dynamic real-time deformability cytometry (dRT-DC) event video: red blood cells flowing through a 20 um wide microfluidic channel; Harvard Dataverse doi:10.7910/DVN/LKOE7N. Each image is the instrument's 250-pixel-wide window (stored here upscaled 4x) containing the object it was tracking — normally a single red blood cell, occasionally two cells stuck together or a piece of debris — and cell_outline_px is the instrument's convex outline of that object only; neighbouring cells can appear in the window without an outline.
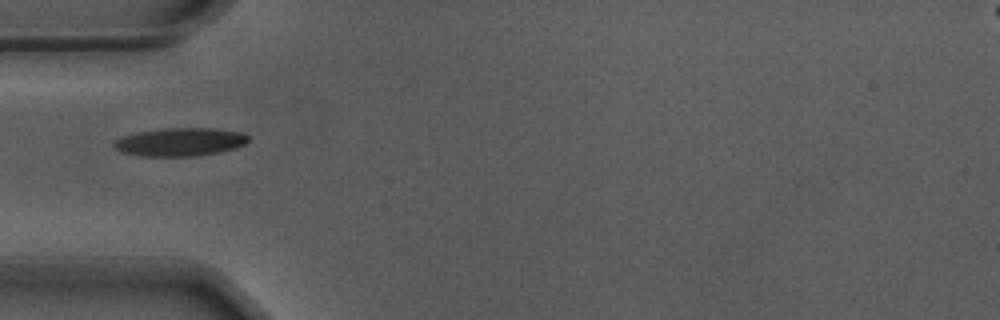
{"species": "Egyptian fruit bat (a non-hibernating species)", "species_latin": "Rousettus aegyptiacus", "temperature_condition": "warm", "stored_images_in_passage": 20, "camera_frame_rate_fps": 3000, "um_per_image_px": 0.085, "animal": {"sex": "male"}, "frame": {"image": 1, "passage_image": 1, "time_ms": 0.0, "image_size_px": [1000, 320], "cell_outline_px": [[248, 140], [244, 144], [232, 148], [216, 152], [196, 156], [140, 156], [124, 152], [116, 148], [112, 144], [116, 140], [124, 136], [140, 132], [164, 128], [212, 128], [244, 132], [248, 136]], "centroid_in_image_um": [15.32, 12.06], "position_along_channel_um": 69.7, "area_um2": 21.73}}
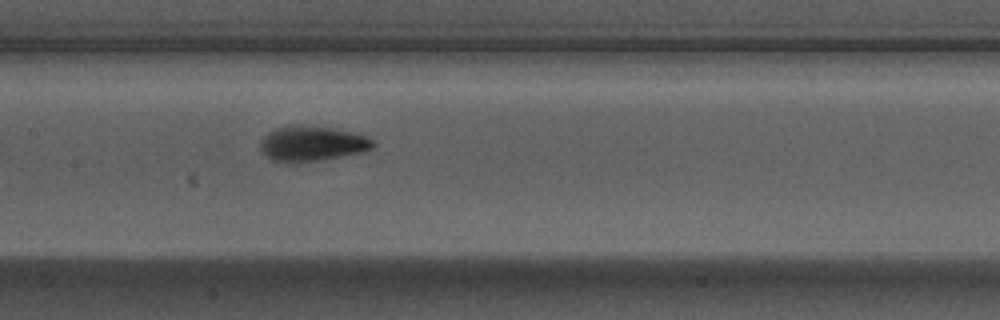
{"frame": {"image": 2, "passage_image": 10, "time_ms": 3.0, "image_size_px": [1000, 320], "cell_outline_px": [[376, 144], [372, 148], [364, 152], [320, 160], [272, 160], [260, 148], [260, 140], [268, 132], [276, 128], [292, 124], [296, 124], [332, 128], [352, 132], [364, 136], [372, 140]], "centroid_in_image_um": [26.54, 12.16], "position_along_channel_um": 180.9, "area_um2": 22.54}}
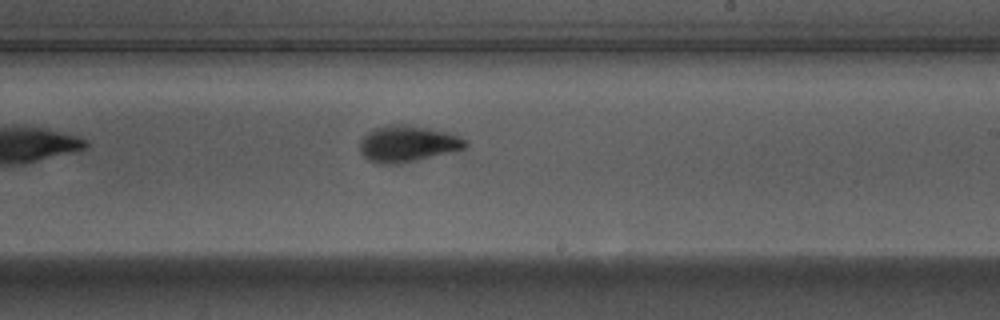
{"frame": {"image": 3, "passage_image": 16, "time_ms": 5.0, "image_size_px": [1000, 320], "cell_outline_px": [[468, 144], [464, 148], [400, 164], [380, 164], [368, 160], [360, 152], [360, 140], [372, 128], [384, 124], [408, 124], [428, 128], [460, 136]], "centroid_in_image_um": [34.57, 12.2], "position_along_channel_um": 254.4, "area_um2": 22.25}}